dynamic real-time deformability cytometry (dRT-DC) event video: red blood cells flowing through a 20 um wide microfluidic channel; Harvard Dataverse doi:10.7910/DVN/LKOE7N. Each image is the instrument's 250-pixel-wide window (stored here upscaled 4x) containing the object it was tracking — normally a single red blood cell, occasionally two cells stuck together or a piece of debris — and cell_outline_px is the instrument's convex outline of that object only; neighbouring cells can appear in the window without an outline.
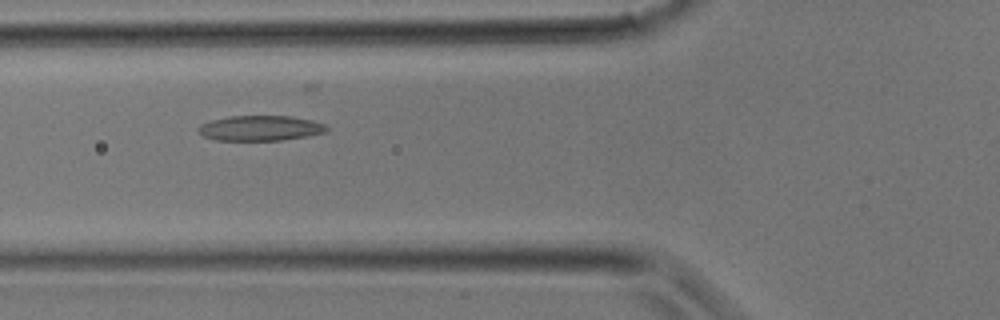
{"species": "common noctule bat (a hibernating species)", "species_latin": "Nyctalus noctula", "temperature_condition": "room temperature", "stored_images_in_passage": 20, "camera_frame_rate_fps": 3000, "um_per_image_px": 0.085, "animal": {"sex": "male", "body_mass_g": 17.9}, "frame": {"image": 1, "passage_image": 6, "time_ms": 1.667, "image_size_px": [1000, 320], "cell_outline_px": [[328, 128], [324, 132], [308, 136], [280, 140], [216, 140], [204, 136], [196, 132], [196, 128], [200, 124], [212, 120], [228, 116], [292, 116], [312, 120], [324, 124]], "centroid_in_image_um": [22.08, 10.89], "position_along_channel_um": 103.7, "area_um2": 18.84}}
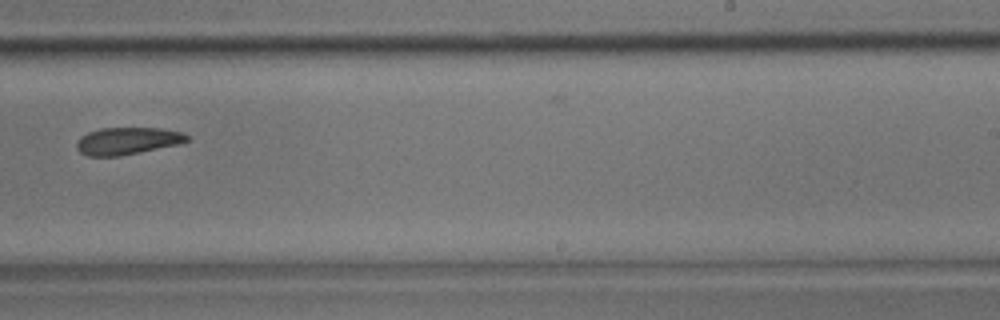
{"frame": {"image": 2, "passage_image": 14, "time_ms": 4.333, "image_size_px": [1000, 320], "cell_outline_px": [[192, 140], [176, 144], [140, 152], [120, 156], [88, 156], [80, 152], [76, 148], [76, 144], [80, 136], [88, 132], [100, 128], [160, 128], [180, 132], [188, 136]], "centroid_in_image_um": [10.79, 11.97], "position_along_channel_um": 278.2, "area_um2": 17.4}}
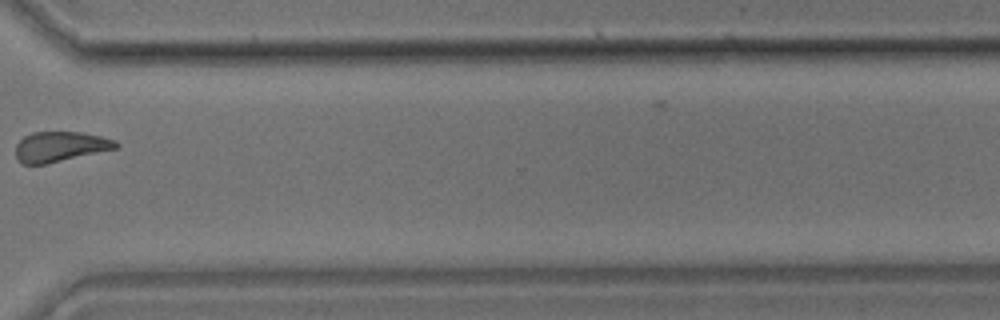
{"frame": {"image": 3, "passage_image": 18, "time_ms": 5.667, "image_size_px": [1000, 320], "cell_outline_px": [[120, 148], [44, 164], [24, 164], [16, 156], [16, 144], [24, 136], [32, 132], [80, 132], [100, 136], [116, 140], [120, 144]], "centroid_in_image_um": [5.16, 12.45], "position_along_channel_um": 365.4, "area_um2": 17.57}}